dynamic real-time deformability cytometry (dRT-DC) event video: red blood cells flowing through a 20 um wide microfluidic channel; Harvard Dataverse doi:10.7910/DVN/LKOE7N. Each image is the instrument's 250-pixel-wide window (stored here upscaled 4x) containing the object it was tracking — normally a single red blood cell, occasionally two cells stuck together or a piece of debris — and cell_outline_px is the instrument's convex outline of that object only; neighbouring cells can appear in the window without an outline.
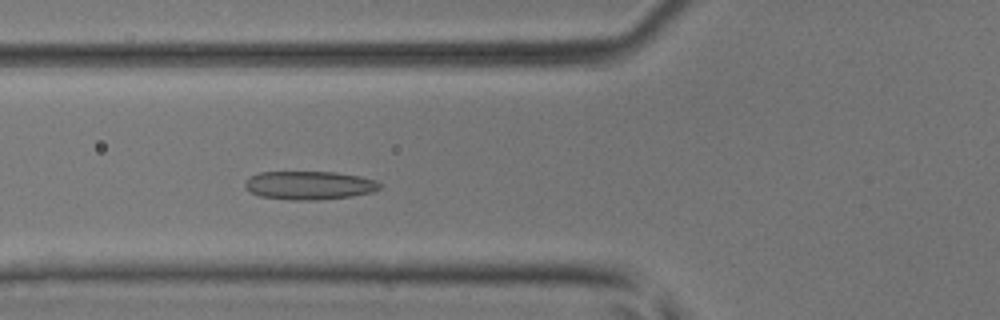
{"species": "common noctule bat (a hibernating species)", "species_latin": "Nyctalus noctula", "temperature_condition": "room temperature", "stored_images_in_passage": 41, "camera_frame_rate_fps": 3000, "um_per_image_px": 0.085, "animal": {"sex": "male", "body_mass_g": 17.9, "forearm_length_mm": 54.2}, "frame": {"image": 1, "passage_image": 9, "time_ms": 2.667, "image_size_px": [1000, 320], "cell_outline_px": [[380, 188], [372, 192], [352, 196], [320, 200], [288, 200], [260, 196], [244, 188], [244, 180], [260, 172], [336, 172], [360, 176], [376, 180], [380, 184]], "centroid_in_image_um": [26.28, 15.75], "position_along_channel_um": 99.5, "area_um2": 22.48}}
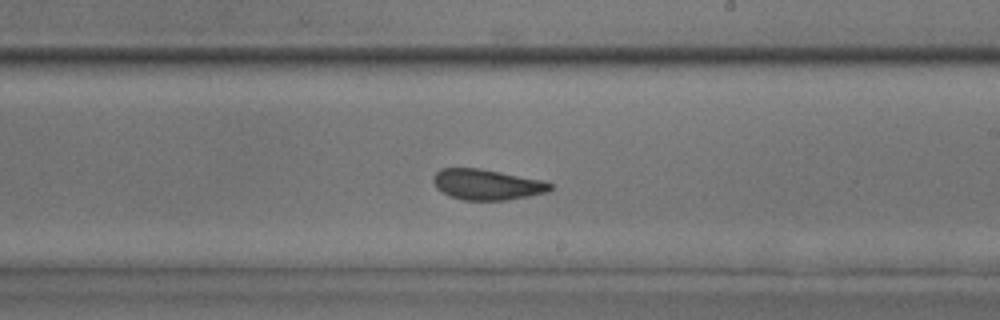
{"frame": {"image": 2, "passage_image": 20, "time_ms": 6.333, "image_size_px": [1000, 320], "cell_outline_px": [[552, 188], [548, 192], [508, 200], [464, 200], [452, 196], [436, 188], [432, 180], [432, 176], [440, 168], [480, 168], [544, 180], [552, 184]], "centroid_in_image_um": [41.39, 15.67], "position_along_channel_um": 247.6, "area_um2": 20.92}}
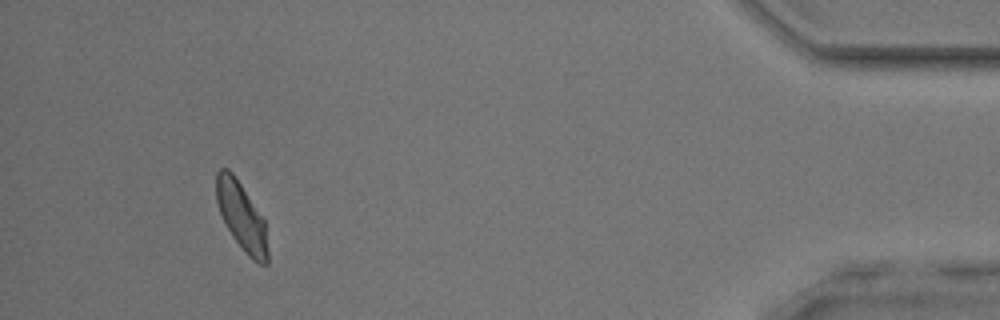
{"frame": {"image": 3, "passage_image": 37, "time_ms": 12.0, "image_size_px": [1000, 320], "cell_outline_px": [[268, 264], [260, 264], [252, 260], [244, 252], [232, 236], [220, 212], [216, 200], [216, 172], [220, 168], [228, 168], [232, 172], [264, 220], [268, 252]], "centroid_in_image_um": [20.52, 18.41], "position_along_channel_um": 414.7, "area_um2": 20.06}, "authors_computed_cell_mechanics": {"area_um2": 21.3282, "velocity_mm_per_s": 4.06, "shape_relaxation_time_tau1_ms": 3.3233, "shape_relaxation_time_tau2_ms": 0.9237, "deformation_change_tau1": 0.0947, "deformation_change_tau2": 0.0714}}